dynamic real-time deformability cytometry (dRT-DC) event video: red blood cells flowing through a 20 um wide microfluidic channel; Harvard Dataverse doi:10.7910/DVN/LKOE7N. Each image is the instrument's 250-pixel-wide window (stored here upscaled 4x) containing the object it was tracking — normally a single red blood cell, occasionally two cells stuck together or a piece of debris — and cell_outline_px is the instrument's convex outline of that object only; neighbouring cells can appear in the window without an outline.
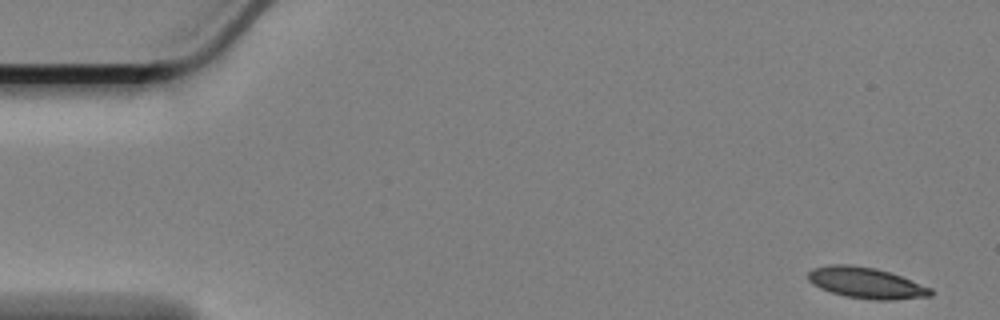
{"species": "Egyptian fruit bat (a non-hibernating species)", "species_latin": "Rousettus aegyptiacus", "temperature_condition": "cold", "stored_images_in_passage": 57, "camera_frame_rate_fps": 3000, "um_per_image_px": 0.085, "animal": {"sex": "female"}, "frame": {"image": 1, "passage_image": 1, "time_ms": 0.0, "image_size_px": [1000, 320], "cell_outline_px": [[932, 296], [892, 300], [876, 300], [848, 296], [832, 292], [820, 288], [812, 284], [808, 280], [808, 272], [812, 268], [828, 264], [848, 264], [876, 268], [900, 276], [932, 288]], "centroid_in_image_um": [73.6, 24.03], "position_along_channel_um": 11.4, "area_um2": 22.02}}
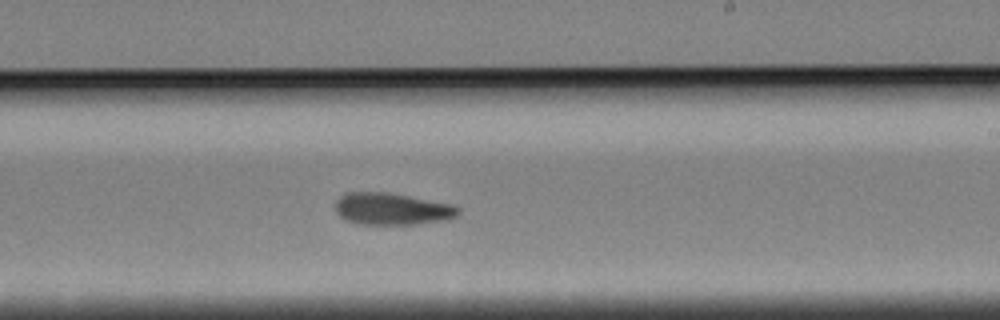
{"frame": {"image": 2, "passage_image": 33, "time_ms": 10.667, "image_size_px": [1000, 320], "cell_outline_px": [[460, 212], [456, 216], [444, 220], [416, 224], [356, 224], [344, 220], [336, 212], [336, 200], [340, 196], [348, 192], [388, 192], [452, 204], [460, 208]], "centroid_in_image_um": [33.29, 17.76], "position_along_channel_um": 255.7, "area_um2": 22.95}}
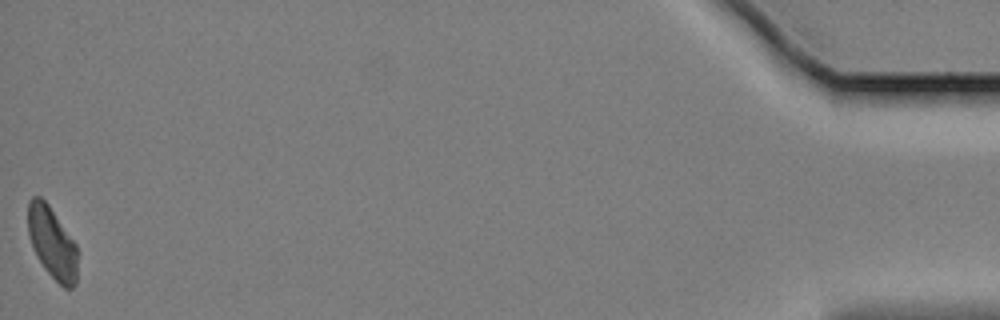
{"frame": {"image": 3, "passage_image": 57, "time_ms": 18.667, "image_size_px": [1000, 320], "cell_outline_px": [[76, 284], [72, 288], [64, 288], [44, 268], [32, 244], [28, 232], [28, 200], [32, 196], [40, 196], [48, 204], [76, 244]], "centroid_in_image_um": [4.42, 20.61], "position_along_channel_um": 430.8, "area_um2": 20.23}, "authors_computed_cell_mechanics": {"area_um2": 22.3686, "velocity_mm_per_s": 3.3776, "shape_relaxation_time_tau1_ms": null, "shape_relaxation_time_tau2_ms": 10.0841, "deformation_change_tau1": null, "deformation_change_tau2": 0.1692}}